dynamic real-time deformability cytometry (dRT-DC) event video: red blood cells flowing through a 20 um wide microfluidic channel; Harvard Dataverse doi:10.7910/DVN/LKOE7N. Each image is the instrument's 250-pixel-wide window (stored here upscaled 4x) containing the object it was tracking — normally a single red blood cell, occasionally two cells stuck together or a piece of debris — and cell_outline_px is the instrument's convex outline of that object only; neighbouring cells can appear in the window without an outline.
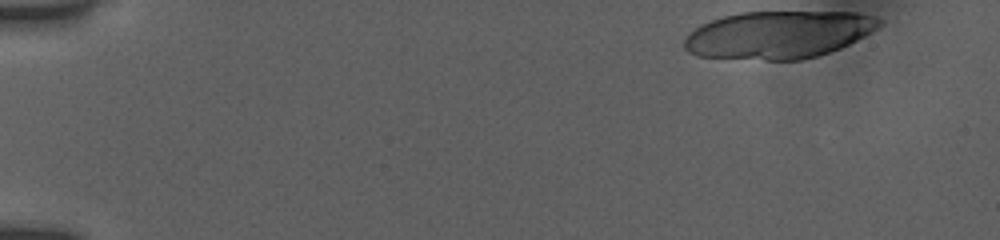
{"species": "human", "species_latin": "Homo sapiens", "temperature_condition": "room temperature", "stored_images_in_passage": 17, "camera_frame_rate_fps": 3000, "um_per_image_px": 0.085, "donor": {"sex": "female"}, "frame": {"image": 1, "passage_image": 1, "time_ms": 0.0, "image_size_px": [1000, 240], "cell_outline_px": [[880, 24], [876, 28], [864, 36], [840, 48], [816, 56], [800, 60], [764, 60], [696, 56], [688, 52], [684, 48], [684, 40], [700, 24], [724, 16], [740, 12], [856, 12], [872, 16], [880, 20]], "centroid_in_image_um": [66.13, 2.95], "position_along_channel_um": 18.9, "area_um2": 53.7}}